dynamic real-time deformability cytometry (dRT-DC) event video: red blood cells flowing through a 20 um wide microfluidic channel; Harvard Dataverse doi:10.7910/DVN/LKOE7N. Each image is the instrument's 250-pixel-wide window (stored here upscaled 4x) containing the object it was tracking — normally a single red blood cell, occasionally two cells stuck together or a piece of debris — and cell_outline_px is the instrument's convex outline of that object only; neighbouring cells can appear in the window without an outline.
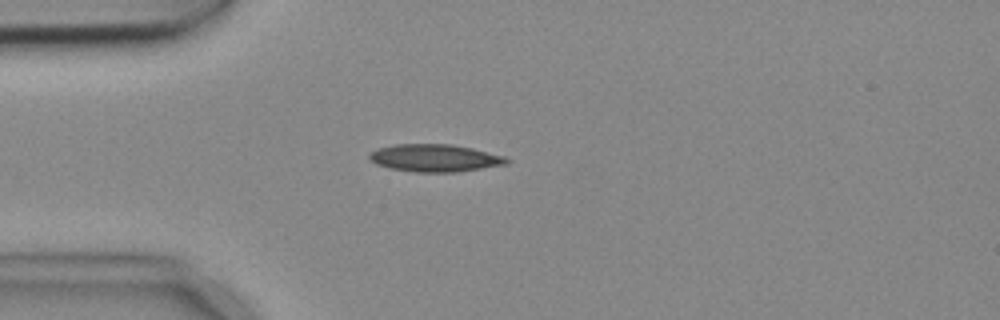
{"species": "common noctule bat (a hibernating species)", "species_latin": "Nyctalus noctula", "temperature_condition": "cold", "stored_images_in_passage": 5, "camera_frame_rate_fps": 3000, "um_per_image_px": 0.085, "animal": {"sex": "female", "body_mass_g": 18.4}, "frame": {"image": 1, "passage_image": 4, "time_ms": 1.0, "image_size_px": [1000, 320], "cell_outline_px": [[512, 160], [508, 164], [456, 172], [416, 172], [392, 168], [376, 164], [368, 156], [372, 152], [380, 148], [396, 144], [452, 144], [472, 148], [504, 156]], "centroid_in_image_um": [37.02, 13.43], "position_along_channel_um": 48.0, "area_um2": 21.79}}